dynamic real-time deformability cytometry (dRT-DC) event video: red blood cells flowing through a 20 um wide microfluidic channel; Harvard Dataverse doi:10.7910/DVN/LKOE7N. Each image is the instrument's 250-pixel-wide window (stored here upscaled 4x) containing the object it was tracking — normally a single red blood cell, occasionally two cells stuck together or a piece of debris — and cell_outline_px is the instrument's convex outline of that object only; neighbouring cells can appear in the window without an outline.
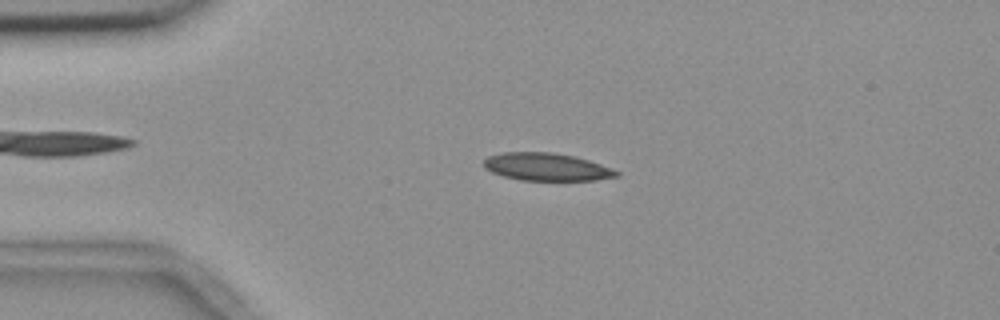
{"species": "common noctule bat (a hibernating species)", "species_latin": "Nyctalus noctula", "temperature_condition": "room temperature", "stored_images_in_passage": 55, "camera_frame_rate_fps": 3000, "um_per_image_px": 0.085, "animal": {"sex": "female", "body_mass_g": 18.4}, "frame": {"image": 1, "passage_image": 12, "time_ms": 3.667, "image_size_px": [1000, 320], "cell_outline_px": [[620, 176], [596, 180], [520, 180], [504, 176], [492, 172], [484, 168], [484, 160], [488, 156], [504, 152], [552, 152], [572, 156], [588, 160], [612, 168], [620, 172]], "centroid_in_image_um": [46.47, 14.19], "position_along_channel_um": 38.5, "area_um2": 21.33}}
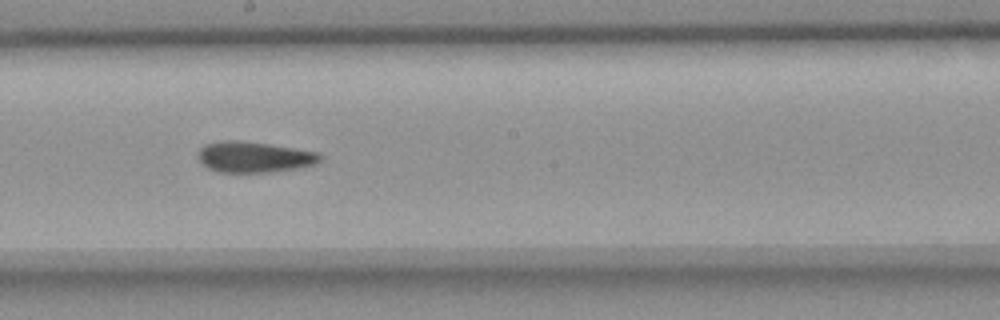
{"frame": {"image": 2, "passage_image": 30, "time_ms": 9.667, "image_size_px": [1000, 320], "cell_outline_px": [[320, 160], [312, 164], [296, 168], [264, 172], [220, 172], [208, 168], [200, 160], [200, 148], [204, 144], [224, 140], [240, 140], [268, 144], [316, 152], [320, 156]], "centroid_in_image_um": [21.54, 13.33], "position_along_channel_um": 226.7, "area_um2": 21.33}}
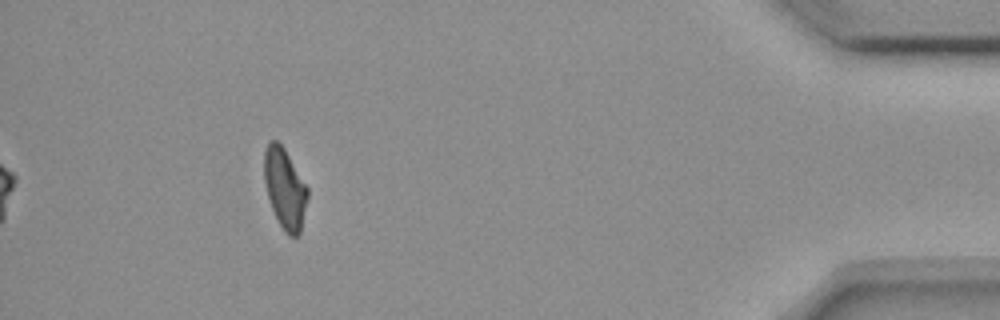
{"frame": {"image": 3, "passage_image": 50, "time_ms": 16.333, "image_size_px": [1000, 320], "cell_outline_px": [[308, 196], [300, 232], [296, 236], [288, 236], [284, 232], [272, 208], [268, 196], [264, 180], [264, 152], [268, 144], [272, 140], [276, 140], [284, 148], [308, 188]], "centroid_in_image_um": [24.21, 16.03], "position_along_channel_um": 411.0, "area_um2": 20.0}, "authors_computed_cell_mechanics": {"area_um2": 21.3282, "velocity_mm_per_s": 3.6511, "shape_relaxation_time_tau1_ms": null, "shape_relaxation_time_tau2_ms": 6.9204, "deformation_change_tau1": null, "deformation_change_tau2": 0.1438}}